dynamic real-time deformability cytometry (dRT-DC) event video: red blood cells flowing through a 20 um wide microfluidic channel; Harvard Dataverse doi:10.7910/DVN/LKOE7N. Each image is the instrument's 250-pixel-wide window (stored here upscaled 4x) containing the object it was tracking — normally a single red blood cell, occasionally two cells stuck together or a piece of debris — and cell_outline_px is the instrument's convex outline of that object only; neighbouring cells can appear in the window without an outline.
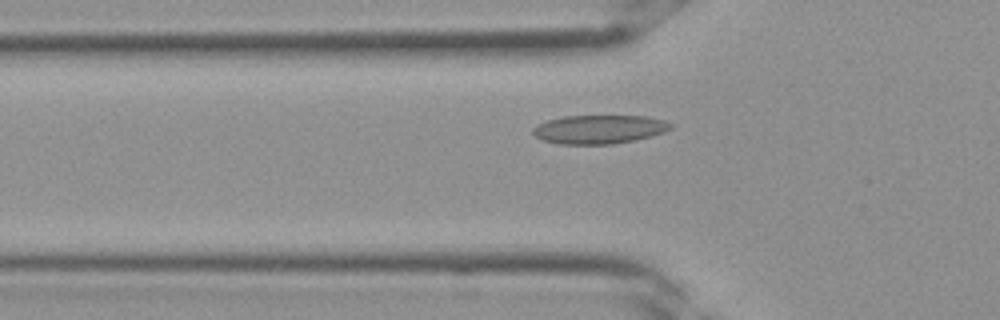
{"species": "Egyptian fruit bat (a non-hibernating species)", "species_latin": "Rousettus aegyptiacus", "temperature_condition": "room temperature", "stored_images_in_passage": 34, "camera_frame_rate_fps": 3000, "um_per_image_px": 0.085, "frame": {"image": 1, "passage_image": 10, "time_ms": 3.0, "image_size_px": [1000, 320], "cell_outline_px": [[672, 128], [664, 132], [652, 136], [612, 144], [560, 144], [540, 140], [532, 132], [532, 128], [536, 124], [548, 120], [564, 116], [644, 116], [664, 120], [672, 124]], "centroid_in_image_um": [50.9, 10.99], "position_along_channel_um": 74.9, "area_um2": 23.06}}
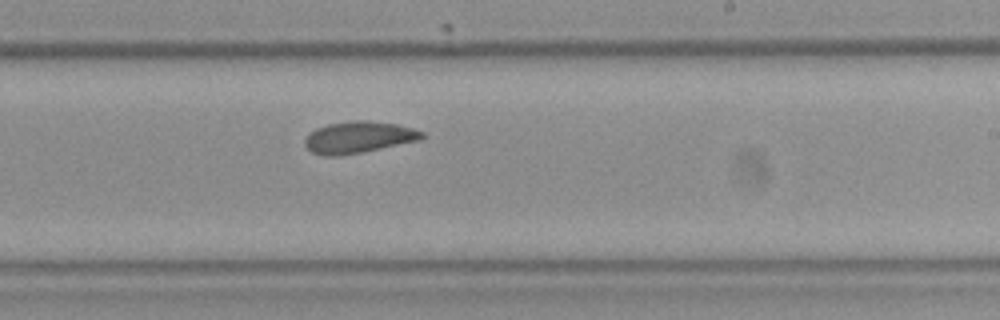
{"frame": {"image": 2, "passage_image": 20, "time_ms": 6.333, "image_size_px": [1000, 320], "cell_outline_px": [[428, 136], [420, 140], [340, 156], [324, 156], [312, 152], [304, 144], [304, 140], [316, 128], [328, 124], [352, 120], [368, 120], [396, 124], [412, 128], [424, 132]], "centroid_in_image_um": [30.5, 11.66], "position_along_channel_um": 258.5, "area_um2": 21.5}}
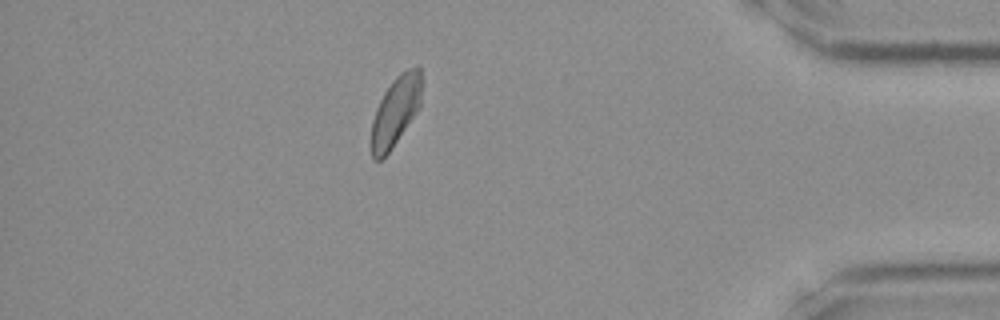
{"frame": {"image": 3, "passage_image": 30, "time_ms": 9.667, "image_size_px": [1000, 320], "cell_outline_px": [[420, 108], [388, 152], [380, 160], [372, 160], [368, 144], [372, 120], [376, 108], [384, 92], [392, 80], [400, 72], [416, 64], [420, 64]], "centroid_in_image_um": [33.57, 9.47], "position_along_channel_um": 401.6, "area_um2": 20.75}}